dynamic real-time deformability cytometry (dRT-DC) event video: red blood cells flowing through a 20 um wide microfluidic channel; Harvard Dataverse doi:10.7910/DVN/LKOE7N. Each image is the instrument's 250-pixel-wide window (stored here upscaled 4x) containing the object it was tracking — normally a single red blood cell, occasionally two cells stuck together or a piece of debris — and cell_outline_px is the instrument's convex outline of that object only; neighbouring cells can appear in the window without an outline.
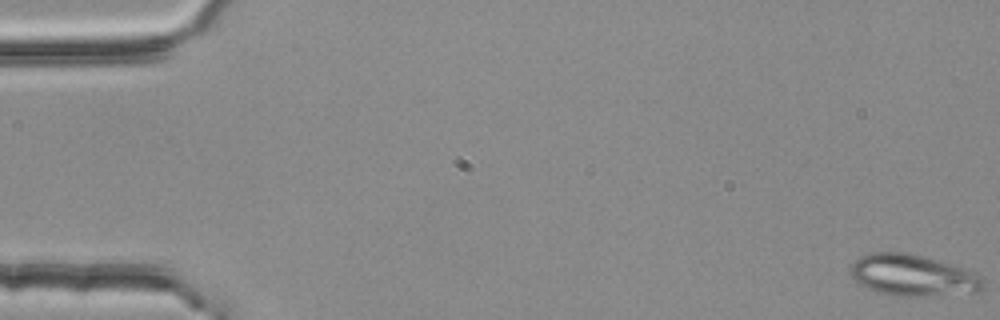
{"species": "common noctule bat (a hibernating species)", "species_latin": "Nyctalus noctula", "temperature_condition": "room temperature", "stored_images_in_passage": 4, "camera_frame_rate_fps": 3000, "um_per_image_px": 0.085, "animal": {"sex": "female", "body_mass_g": 25.1}, "frame": {"image": 1, "passage_image": 1, "time_ms": 0.0, "image_size_px": [1000, 320], "cell_outline_px": [[984, 288], [980, 292], [928, 296], [896, 296], [876, 292], [860, 284], [852, 276], [848, 268], [860, 256], [872, 252], [908, 252], [964, 268], [976, 272], [984, 280]], "centroid_in_image_um": [77.61, 23.41], "position_along_channel_um": 7.4, "area_um2": 32.25}}